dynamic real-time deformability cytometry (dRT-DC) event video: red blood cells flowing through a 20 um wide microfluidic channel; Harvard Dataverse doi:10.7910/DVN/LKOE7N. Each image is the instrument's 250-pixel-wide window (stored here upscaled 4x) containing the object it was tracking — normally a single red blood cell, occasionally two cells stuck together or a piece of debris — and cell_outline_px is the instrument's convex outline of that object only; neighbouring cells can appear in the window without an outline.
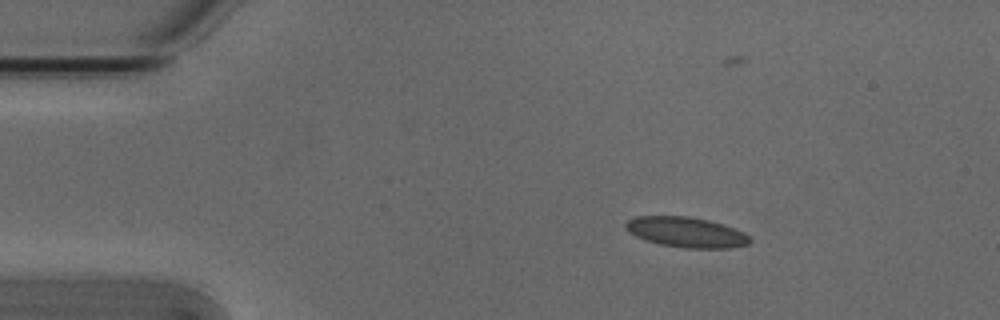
{"species": "Egyptian fruit bat (a non-hibernating species)", "species_latin": "Rousettus aegyptiacus", "temperature_condition": "cold", "stored_images_in_passage": 3, "camera_frame_rate_fps": 3000, "um_per_image_px": 0.085, "animal": {"sex": "male"}, "frame": {"image": 1, "passage_image": 1, "time_ms": 0.0, "image_size_px": [1000, 320], "cell_outline_px": [[752, 240], [748, 244], [732, 248], [684, 248], [660, 244], [644, 240], [628, 232], [624, 224], [628, 220], [636, 216], [688, 216], [708, 220], [724, 224], [736, 228], [752, 236]], "centroid_in_image_um": [58.37, 19.74], "position_along_channel_um": 26.6, "area_um2": 22.2}}
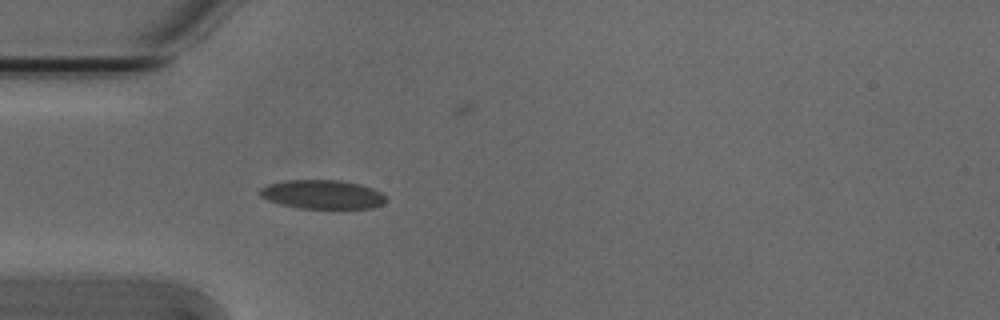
{"frame": {"image": 2, "passage_image": 3, "time_ms": 0.667, "image_size_px": [1000, 320], "cell_outline_px": [[388, 200], [384, 204], [372, 208], [300, 208], [280, 204], [268, 200], [260, 196], [260, 188], [268, 184], [284, 180], [340, 180], [360, 184], [372, 188], [380, 192]], "centroid_in_image_um": [27.41, 16.52], "position_along_channel_um": 57.6, "area_um2": 21.27}}